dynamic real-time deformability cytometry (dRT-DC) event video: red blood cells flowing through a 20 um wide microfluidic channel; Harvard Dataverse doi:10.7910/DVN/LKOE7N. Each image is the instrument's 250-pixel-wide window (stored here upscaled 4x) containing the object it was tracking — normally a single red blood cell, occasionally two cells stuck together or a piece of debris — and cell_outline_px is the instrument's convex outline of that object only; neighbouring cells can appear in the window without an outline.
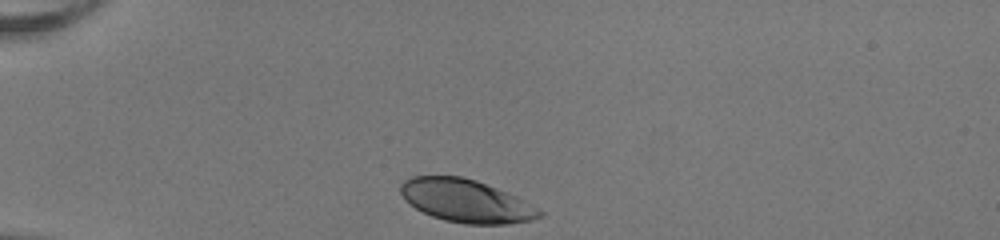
{"species": "human", "species_latin": "Homo sapiens", "temperature_condition": "room temperature", "stored_images_in_passage": 31, "camera_frame_rate_fps": 3000, "um_per_image_px": 0.085, "donor": {"sex": "female"}, "frame": {"image": 1, "passage_image": 1, "time_ms": 0.0, "image_size_px": [1000, 240], "cell_outline_px": [[544, 216], [532, 220], [508, 224], [464, 224], [444, 220], [432, 216], [416, 208], [404, 200], [400, 192], [400, 184], [404, 180], [412, 176], [460, 176], [476, 180], [508, 192], [540, 208], [544, 212]], "centroid_in_image_um": [39.64, 17.08], "position_along_channel_um": 45.4, "area_um2": 34.97}}
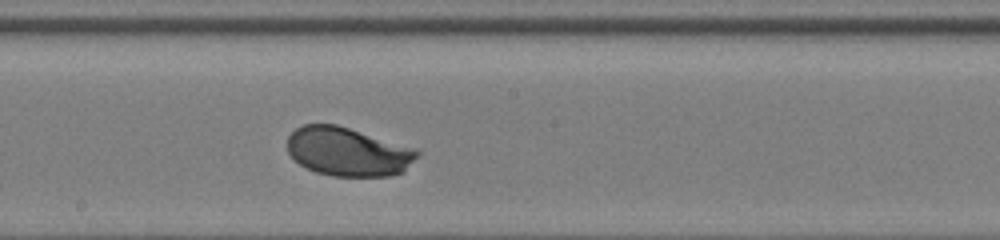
{"frame": {"image": 2, "passage_image": 17, "time_ms": 5.333, "image_size_px": [1000, 240], "cell_outline_px": [[420, 152], [404, 172], [388, 176], [332, 176], [316, 172], [300, 164], [288, 152], [288, 136], [296, 128], [304, 124], [336, 124], [416, 148]], "centroid_in_image_um": [29.58, 12.89], "position_along_channel_um": 218.6, "area_um2": 36.76}}
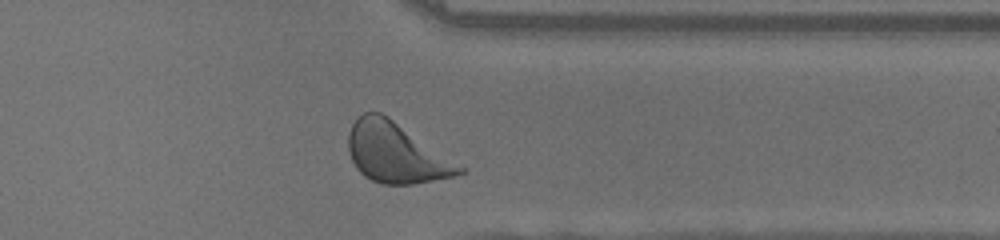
{"frame": {"image": 3, "passage_image": 29, "time_ms": 9.333, "image_size_px": [1000, 240], "cell_outline_px": [[468, 168], [464, 172], [456, 176], [412, 184], [380, 184], [364, 176], [356, 168], [348, 152], [348, 132], [356, 116], [364, 112], [380, 112], [388, 116], [452, 152]], "centroid_in_image_um": [33.81, 12.96], "position_along_channel_um": 377.6, "area_um2": 40.98}, "authors_computed_cell_mechanics": {"area_um2": 37.0498, "velocity_mm_per_s": 3.9835, "shape_relaxation_time_tau1_ms": 1.6493, "shape_relaxation_time_tau2_ms": null, "deformation_change_tau1": 0.1383, "deformation_change_tau2": null}}